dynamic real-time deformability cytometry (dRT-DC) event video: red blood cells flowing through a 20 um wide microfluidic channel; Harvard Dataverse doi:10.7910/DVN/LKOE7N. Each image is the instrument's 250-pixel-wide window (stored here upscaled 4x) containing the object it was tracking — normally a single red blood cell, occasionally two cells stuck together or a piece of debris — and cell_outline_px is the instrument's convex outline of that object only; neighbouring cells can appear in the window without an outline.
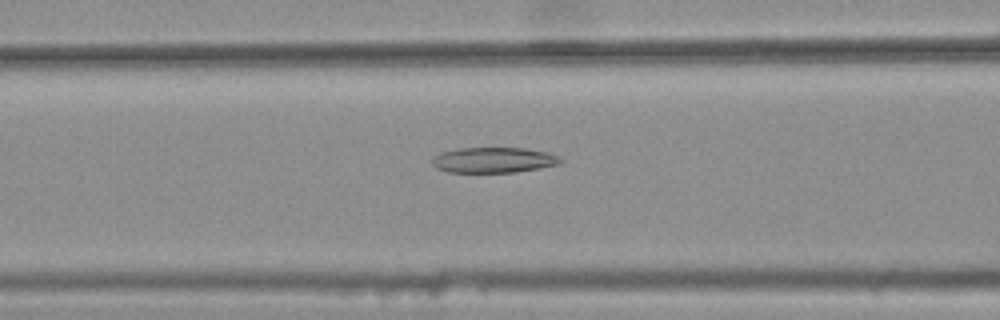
{"species": "common noctule bat (a hibernating species)", "species_latin": "Nyctalus noctula", "temperature_condition": "warm", "stored_images_in_passage": 26, "camera_frame_rate_fps": 3000, "um_per_image_px": 0.085, "animal": {"sex": "female", "body_mass_g": 25.1}, "frame": {"image": 1, "passage_image": 6, "time_ms": 1.667, "image_size_px": [1000, 320], "cell_outline_px": [[564, 160], [560, 164], [540, 168], [516, 172], [448, 172], [436, 168], [432, 164], [432, 160], [440, 152], [456, 148], [524, 148], [548, 152]], "centroid_in_image_um": [41.96, 13.6], "position_along_channel_um": 124.6, "area_um2": 19.07}}
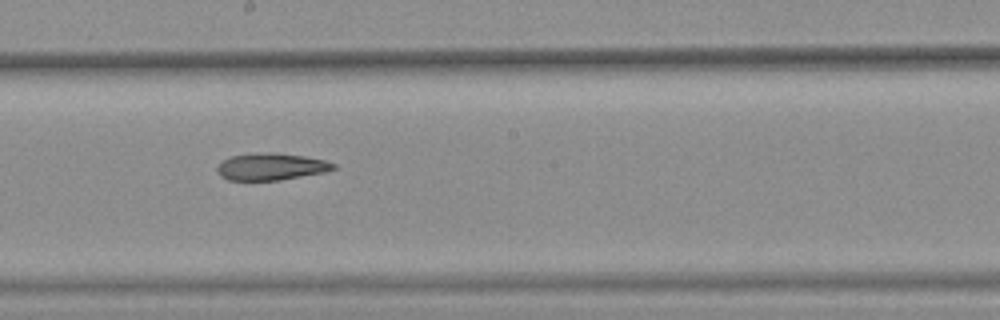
{"frame": {"image": 2, "passage_image": 14, "time_ms": 4.333, "image_size_px": [1000, 320], "cell_outline_px": [[336, 168], [324, 172], [280, 180], [228, 180], [220, 176], [216, 168], [224, 160], [232, 156], [272, 152], [276, 152], [304, 156], [324, 160], [336, 164]], "centroid_in_image_um": [23.06, 14.17], "position_along_channel_um": 225.1, "area_um2": 18.03}}
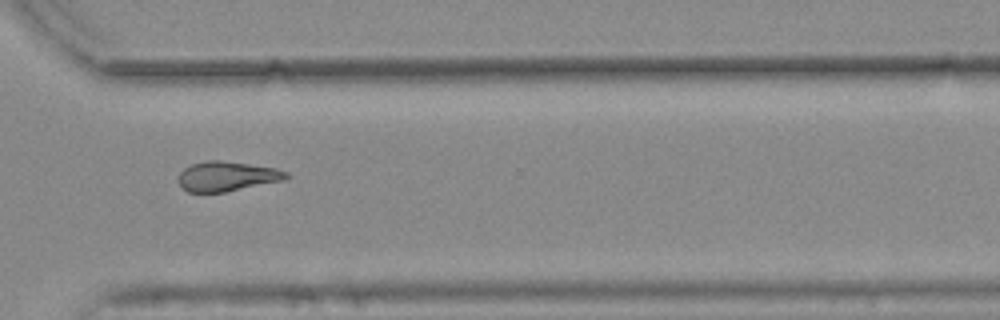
{"frame": {"image": 3, "passage_image": 24, "time_ms": 7.667, "image_size_px": [1000, 320], "cell_outline_px": [[288, 176], [284, 180], [224, 192], [188, 192], [180, 184], [180, 172], [184, 168], [192, 164], [208, 160], [220, 160], [276, 168], [288, 172]], "centroid_in_image_um": [19.3, 14.98], "position_along_channel_um": 351.3, "area_um2": 18.38}, "authors_computed_cell_mechanics": {"area_um2": 18.8717, "velocity_mm_per_s": 3.7728, "shape_relaxation_time_tau1_ms": null, "shape_relaxation_time_tau2_ms": 9.3577, "deformation_change_tau1": null, "deformation_change_tau2": 0.2233}}